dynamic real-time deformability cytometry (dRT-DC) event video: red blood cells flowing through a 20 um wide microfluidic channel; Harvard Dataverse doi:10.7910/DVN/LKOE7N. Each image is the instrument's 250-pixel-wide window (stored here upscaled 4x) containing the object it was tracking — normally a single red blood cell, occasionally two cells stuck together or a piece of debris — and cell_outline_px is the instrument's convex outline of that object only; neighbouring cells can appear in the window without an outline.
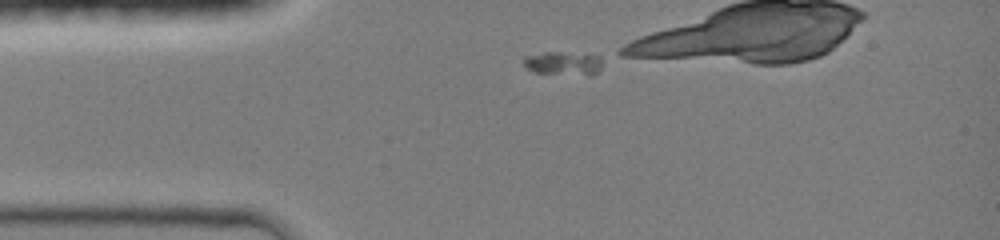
{"species": "common noctule bat (a hibernating species)", "species_latin": "Nyctalus noctula", "temperature_condition": "room temperature", "stored_images_in_passage": 28, "segment_of_instrument_passage": [1, 2], "camera_frame_rate_fps": 3000, "um_per_image_px": 0.085, "animal": {"sex": "female", "body_mass_g": 19.0, "forearm_length_mm": 51.5}, "frame": {"image": 1, "passage_image": 1, "time_ms": 0.0, "image_size_px": [1000, 240], "cell_outline_px": [[600, 68], [592, 76], [588, 76], [532, 72], [524, 68], [524, 56], [544, 52], [560, 52], [600, 56]], "centroid_in_image_um": [47.83, 5.4], "position_along_channel_um": 37.2, "area_um2": 10.92}}
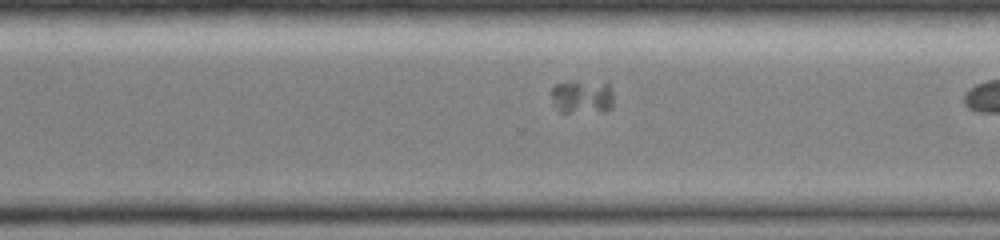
{"frame": {"image": 2, "passage_image": 23, "time_ms": 7.333, "image_size_px": [1000, 240], "cell_outline_px": [[612, 108], [604, 112], [560, 112], [556, 108], [552, 100], [552, 88], [556, 84], [568, 80], [608, 80], [612, 92]], "centroid_in_image_um": [49.53, 8.17], "position_along_channel_um": 321.1, "area_um2": 12.95}}
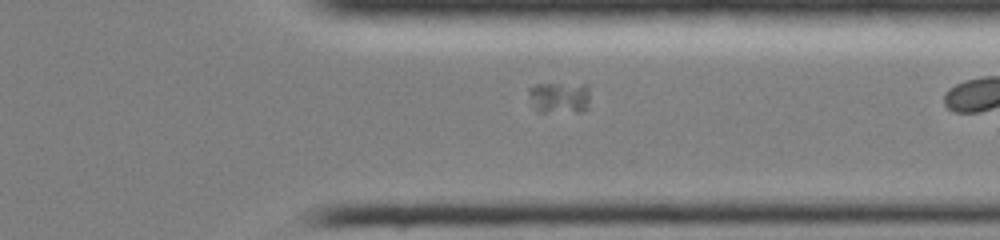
{"frame": {"image": 3, "passage_image": 26, "time_ms": 8.333, "image_size_px": [1000, 240], "cell_outline_px": [[588, 108], [584, 112], [536, 112], [528, 92], [528, 88], [532, 84], [588, 84]], "centroid_in_image_um": [47.55, 8.3], "position_along_channel_um": 363.9, "area_um2": 11.44}}